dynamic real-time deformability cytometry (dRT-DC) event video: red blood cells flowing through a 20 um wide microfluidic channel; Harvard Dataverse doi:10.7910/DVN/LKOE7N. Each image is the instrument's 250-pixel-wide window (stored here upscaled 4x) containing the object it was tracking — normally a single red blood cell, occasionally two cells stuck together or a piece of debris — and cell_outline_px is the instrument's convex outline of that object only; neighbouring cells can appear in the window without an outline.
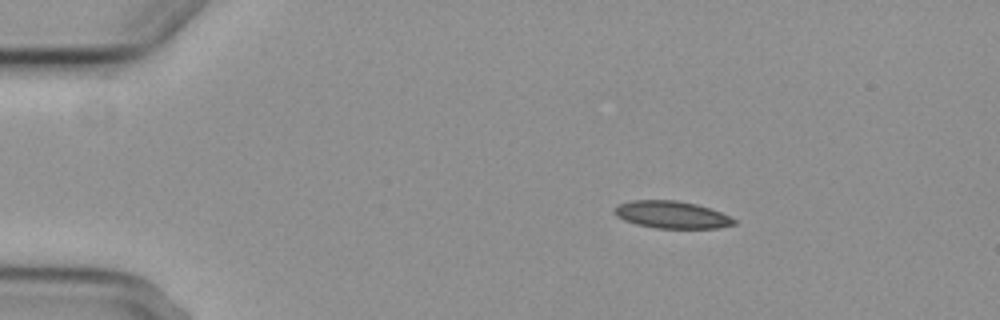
{"species": "common noctule bat (a hibernating species)", "species_latin": "Nyctalus noctula", "temperature_condition": "cold", "stored_images_in_passage": 3, "camera_frame_rate_fps": 3000, "um_per_image_px": 0.085, "animal": {"sex": "female", "body_mass_g": 29.2, "forearm_length_mm": 56.3}, "frame": {"image": 1, "passage_image": 1, "time_ms": 0.0, "image_size_px": [1000, 320], "cell_outline_px": [[736, 224], [716, 228], [656, 228], [636, 224], [624, 220], [616, 216], [612, 212], [612, 208], [616, 204], [632, 200], [676, 200], [696, 204], [720, 212], [736, 220]], "centroid_in_image_um": [57.02, 18.24], "position_along_channel_um": 28.0, "area_um2": 19.07}}